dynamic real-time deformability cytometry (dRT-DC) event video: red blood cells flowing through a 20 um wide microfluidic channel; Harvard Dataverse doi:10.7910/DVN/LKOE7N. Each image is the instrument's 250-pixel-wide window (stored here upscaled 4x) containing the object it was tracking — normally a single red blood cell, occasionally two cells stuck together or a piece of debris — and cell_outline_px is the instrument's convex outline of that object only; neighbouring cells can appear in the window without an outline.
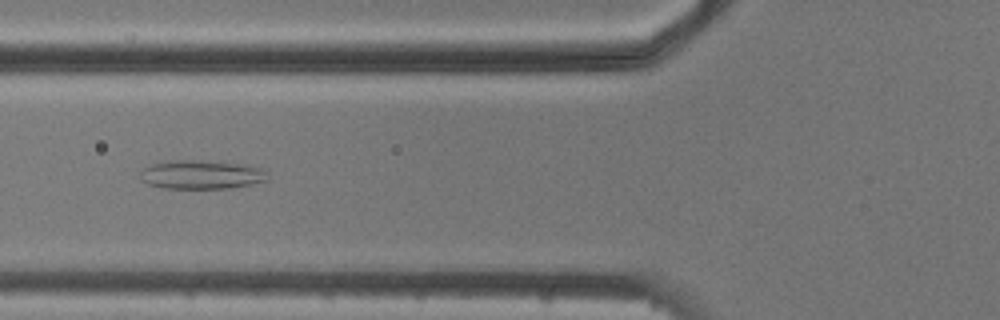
{"species": "common noctule bat (a hibernating species)", "species_latin": "Nyctalus noctula", "temperature_condition": "cold", "stored_images_in_passage": 7, "camera_frame_rate_fps": 3000, "um_per_image_px": 0.085, "animal": {"sex": "male", "body_mass_g": 20.5, "forearm_length_mm": 52.5}, "frame": {"image": 1, "passage_image": 5, "time_ms": 4.667, "image_size_px": [1000, 320], "cell_outline_px": [[268, 180], [252, 184], [232, 188], [160, 188], [148, 184], [140, 180], [140, 172], [144, 168], [152, 164], [168, 160], [224, 160], [244, 164], [260, 168], [264, 172]], "centroid_in_image_um": [17.1, 14.82], "position_along_channel_um": 108.7, "area_um2": 21.79}}